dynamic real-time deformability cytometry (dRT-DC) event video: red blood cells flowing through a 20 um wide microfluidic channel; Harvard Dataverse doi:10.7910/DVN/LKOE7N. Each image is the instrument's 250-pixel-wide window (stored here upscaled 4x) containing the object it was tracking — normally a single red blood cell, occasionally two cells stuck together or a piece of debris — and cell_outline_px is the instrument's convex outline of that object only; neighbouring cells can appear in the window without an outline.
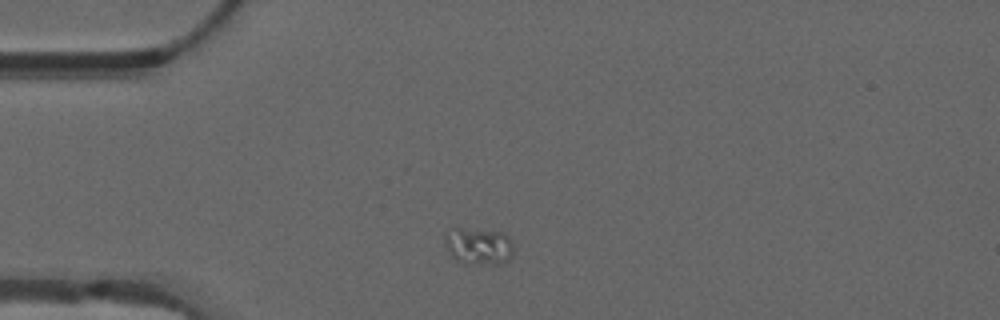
{"species": "common noctule bat (a hibernating species)", "species_latin": "Nyctalus noctula", "temperature_condition": "warm", "stored_images_in_passage": 26, "camera_frame_rate_fps": 3000, "um_per_image_px": 0.085, "animal": {"sex": "male", "forearm_length_mm": 52.5}, "frame": {"image": 1, "passage_image": 1, "time_ms": 0.0, "image_size_px": [1000, 320], "cell_outline_px": [[512, 256], [508, 260], [496, 264], [492, 264], [456, 260], [452, 256], [444, 244], [444, 236], [456, 228], [504, 232], [512, 240]], "centroid_in_image_um": [40.71, 20.9], "position_along_channel_um": 44.3, "area_um2": 14.33}}